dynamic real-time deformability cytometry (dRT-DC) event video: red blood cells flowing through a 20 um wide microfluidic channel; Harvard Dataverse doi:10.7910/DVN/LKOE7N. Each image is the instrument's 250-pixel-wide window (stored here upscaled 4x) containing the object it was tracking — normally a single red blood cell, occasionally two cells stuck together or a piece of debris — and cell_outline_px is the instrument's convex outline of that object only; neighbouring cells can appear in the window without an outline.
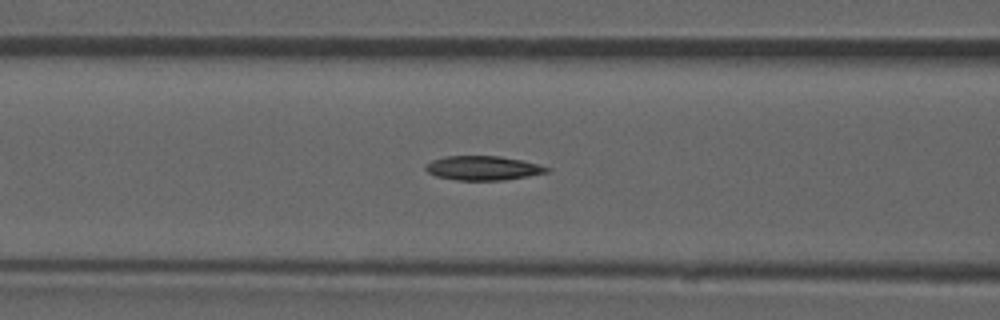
{"species": "common noctule bat (a hibernating species)", "species_latin": "Nyctalus noctula", "temperature_condition": "room temperature", "stored_images_in_passage": 44, "camera_frame_rate_fps": 3000, "um_per_image_px": 0.085, "animal": {"sex": "male", "forearm_length_mm": 52.5}, "frame": {"image": 1, "passage_image": 13, "time_ms": 4.0, "image_size_px": [1000, 320], "cell_outline_px": [[552, 168], [548, 172], [528, 176], [504, 180], [456, 180], [436, 176], [428, 172], [424, 168], [432, 160], [444, 156], [500, 156], [520, 160]], "centroid_in_image_um": [41.05, 14.29], "position_along_channel_um": 125.6, "area_um2": 16.99}, "authors_computed_cell_mechanics": {"area_um2": 17.0799, "velocity_mm_per_s": 3.9217, "shape_relaxation_time_tau1_ms": 9.8396, "shape_relaxation_time_tau2_ms": 9.5143, "deformation_change_tau1": 0.1976, "deformation_change_tau2": 0.1764}}